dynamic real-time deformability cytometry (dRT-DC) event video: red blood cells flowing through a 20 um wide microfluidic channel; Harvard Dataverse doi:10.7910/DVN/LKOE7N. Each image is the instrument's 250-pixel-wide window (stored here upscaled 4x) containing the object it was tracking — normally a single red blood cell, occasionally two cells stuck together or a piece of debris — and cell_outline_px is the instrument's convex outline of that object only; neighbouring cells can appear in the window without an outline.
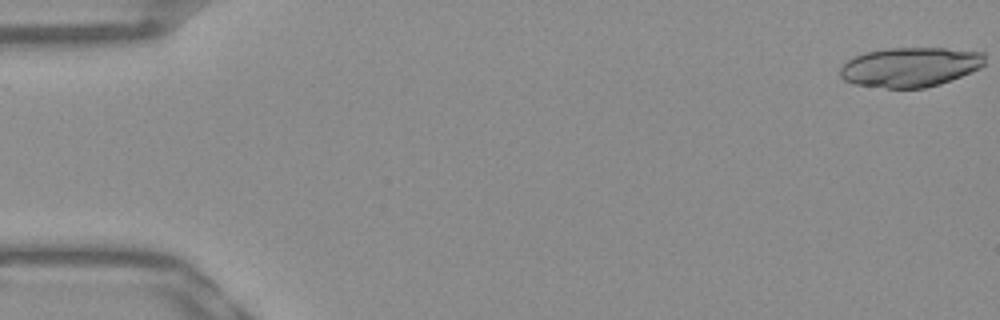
{"species": "Egyptian fruit bat (a non-hibernating species)", "species_latin": "Rousettus aegyptiacus", "temperature_condition": "warm", "stored_images_in_passage": 53, "camera_frame_rate_fps": 3000, "um_per_image_px": 0.085, "frame": {"image": 1, "passage_image": 1, "time_ms": 0.0, "image_size_px": [1000, 320], "cell_outline_px": [[984, 64], [980, 68], [940, 84], [924, 88], [888, 88], [856, 84], [844, 80], [840, 76], [840, 68], [848, 60], [856, 56], [868, 52], [884, 48], [944, 48], [984, 52]], "centroid_in_image_um": [77.37, 5.69], "position_along_channel_um": 7.6, "area_um2": 33.18}}
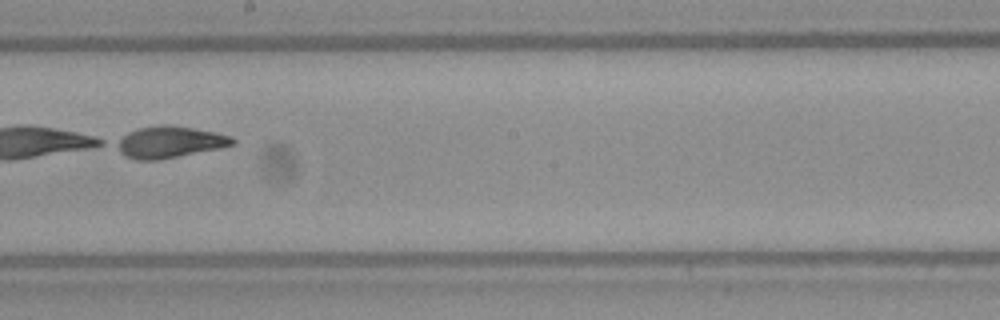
{"frame": {"image": 2, "passage_image": 30, "time_ms": 9.667, "image_size_px": [1000, 320], "cell_outline_px": [[236, 140], [232, 144], [220, 148], [160, 160], [136, 160], [124, 156], [112, 144], [116, 140], [128, 132], [140, 128], [160, 124], [168, 124], [192, 128], [232, 136]], "centroid_in_image_um": [14.34, 12.08], "position_along_channel_um": 233.9, "area_um2": 21.44}}
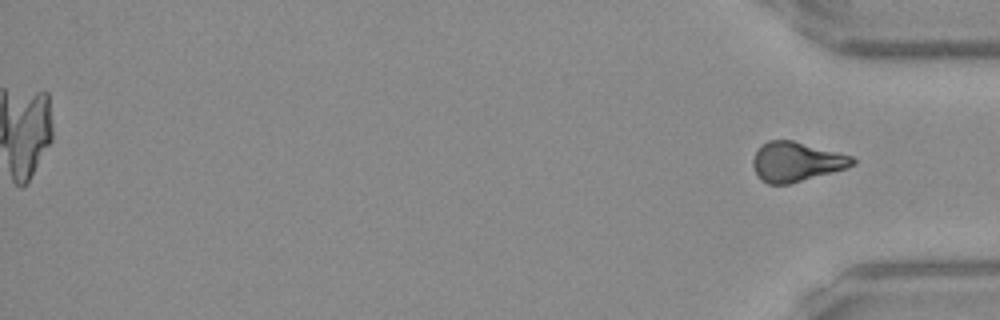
{"frame": {"image": 3, "passage_image": 53, "time_ms": 17.333, "image_size_px": [1000, 320], "cell_outline_px": [[856, 164], [848, 168], [788, 184], [768, 184], [760, 180], [752, 164], [752, 160], [756, 152], [768, 140], [792, 140], [852, 156], [856, 160]], "centroid_in_image_um": [67.7, 13.76], "position_along_channel_um": 367.5, "area_um2": 22.77}}